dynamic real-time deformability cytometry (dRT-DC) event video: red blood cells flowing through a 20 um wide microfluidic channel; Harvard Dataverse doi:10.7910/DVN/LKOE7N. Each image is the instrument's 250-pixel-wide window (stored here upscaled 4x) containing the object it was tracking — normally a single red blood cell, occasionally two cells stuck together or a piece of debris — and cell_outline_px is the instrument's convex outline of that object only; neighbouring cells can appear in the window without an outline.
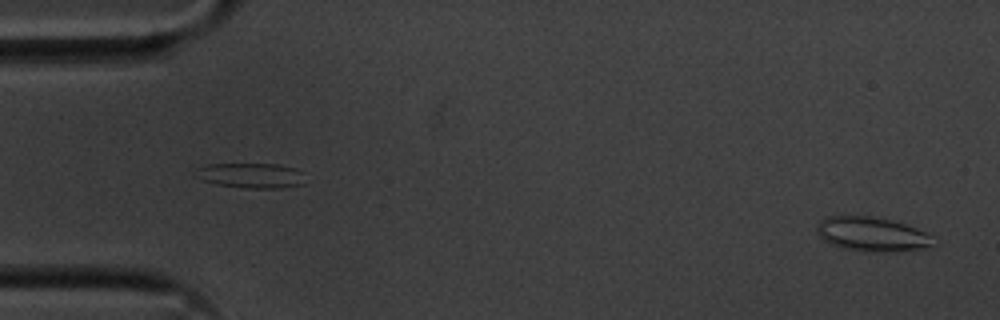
{"species": "common noctule bat (a hibernating species)", "species_latin": "Nyctalus noctula", "temperature_condition": "cold", "stored_images_in_passage": 9, "segment_of_instrument_passage": [1, 2], "camera_frame_rate_fps": 3000, "um_per_image_px": 0.085, "animal": {"sex": "male", "body_mass_g": 20.1, "forearm_length_mm": 53.5}, "frame": {"image": 1, "passage_image": 1, "time_ms": 0.0, "image_size_px": [1000, 320], "cell_outline_px": [[932, 244], [924, 248], [892, 252], [864, 252], [844, 248], [832, 244], [824, 240], [816, 232], [816, 224], [824, 216], [872, 216], [892, 220], [916, 228], [924, 232], [932, 240]], "centroid_in_image_um": [74.04, 19.9], "position_along_channel_um": 11.0, "area_um2": 23.18}}